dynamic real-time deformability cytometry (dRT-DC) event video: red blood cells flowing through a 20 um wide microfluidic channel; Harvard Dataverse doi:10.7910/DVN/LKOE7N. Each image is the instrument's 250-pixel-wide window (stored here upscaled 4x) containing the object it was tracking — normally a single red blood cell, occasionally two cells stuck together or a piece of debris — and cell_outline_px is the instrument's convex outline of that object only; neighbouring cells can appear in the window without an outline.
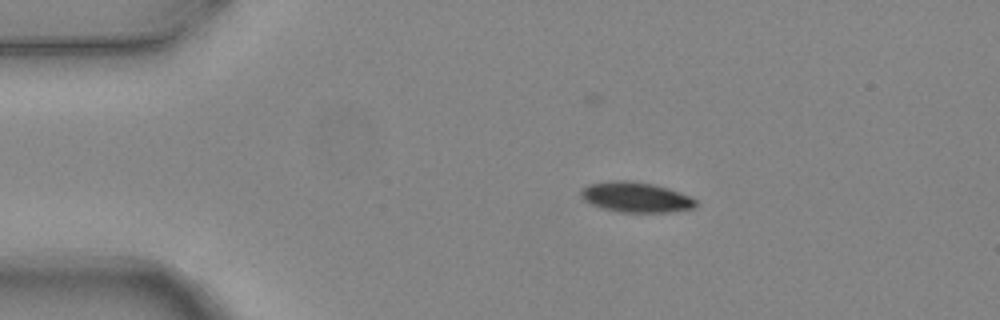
{"species": "common noctule bat (a hibernating species)", "species_latin": "Nyctalus noctula", "temperature_condition": "warm", "stored_images_in_passage": 2, "camera_frame_rate_fps": 3000, "um_per_image_px": 0.085, "animal": {"sex": "female", "body_mass_g": 24.6, "forearm_length_mm": 56.2}, "frame": {"image": 1, "passage_image": 1, "time_ms": 0.0, "image_size_px": [1000, 320], "cell_outline_px": [[696, 204], [692, 208], [668, 212], [620, 212], [604, 208], [592, 204], [584, 200], [580, 196], [580, 192], [588, 184], [612, 180], [632, 180], [652, 184], [668, 188], [680, 192], [696, 200]], "centroid_in_image_um": [54.02, 16.75], "position_along_channel_um": 31.0, "area_um2": 20.06}}